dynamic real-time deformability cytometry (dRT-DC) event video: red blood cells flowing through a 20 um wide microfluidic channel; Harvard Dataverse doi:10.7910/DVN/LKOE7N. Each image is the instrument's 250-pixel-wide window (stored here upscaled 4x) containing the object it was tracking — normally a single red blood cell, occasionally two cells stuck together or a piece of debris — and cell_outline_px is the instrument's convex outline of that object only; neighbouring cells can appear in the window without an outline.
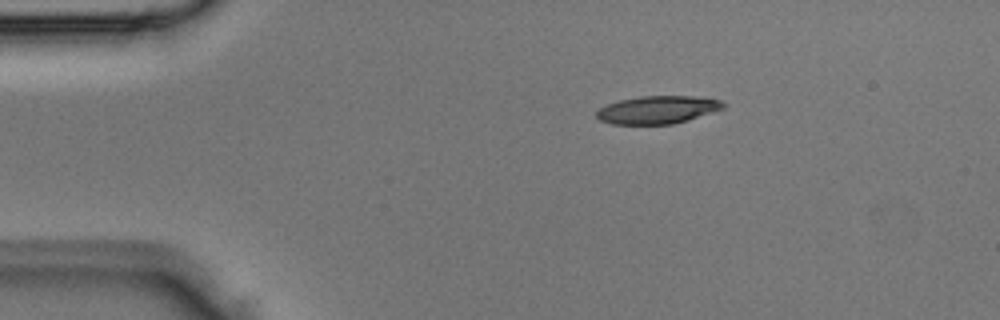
{"species": "Egyptian fruit bat (a non-hibernating species)", "species_latin": "Rousettus aegyptiacus", "temperature_condition": "room temperature", "stored_images_in_passage": 2, "camera_frame_rate_fps": 3000, "um_per_image_px": 0.085, "animal": {"sex": "male"}, "frame": {"image": 1, "passage_image": 1, "time_ms": 0.0, "image_size_px": [1000, 320], "cell_outline_px": [[724, 108], [688, 120], [672, 124], [612, 124], [600, 120], [596, 116], [596, 112], [600, 108], [608, 104], [620, 100], [640, 96], [692, 96], [720, 100], [724, 104]], "centroid_in_image_um": [55.88, 9.33], "position_along_channel_um": 29.1, "area_um2": 20.35}}